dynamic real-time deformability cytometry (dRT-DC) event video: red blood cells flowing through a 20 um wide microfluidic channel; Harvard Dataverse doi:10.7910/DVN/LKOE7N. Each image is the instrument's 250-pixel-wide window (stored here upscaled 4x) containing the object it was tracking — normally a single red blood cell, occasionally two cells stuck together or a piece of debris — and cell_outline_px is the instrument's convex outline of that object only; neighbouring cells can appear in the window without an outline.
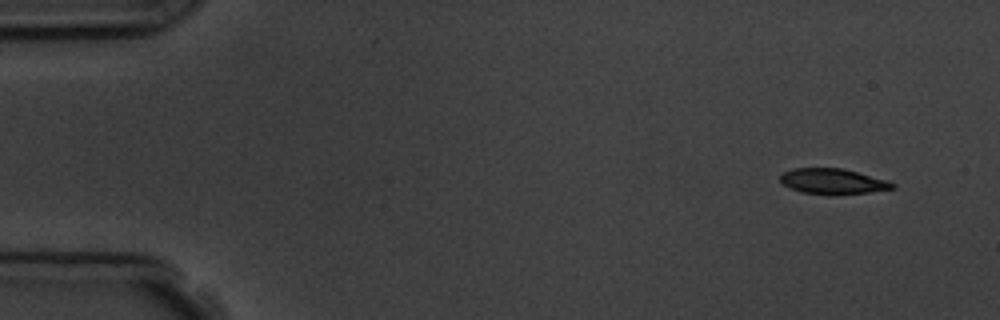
{"species": "common noctule bat (a hibernating species)", "species_latin": "Nyctalus noctula", "temperature_condition": "room temperature", "stored_images_in_passage": 5, "camera_frame_rate_fps": 3000, "um_per_image_px": 0.085, "animal": {"sex": "male", "body_mass_g": 19.5, "forearm_length_mm": 54.6}, "frame": {"image": 1, "passage_image": 1, "time_ms": 0.0, "image_size_px": [1000, 320], "cell_outline_px": [[896, 188], [868, 192], [828, 196], [800, 192], [788, 188], [780, 180], [780, 176], [784, 172], [792, 168], [840, 168], [888, 180], [896, 184]], "centroid_in_image_um": [70.77, 15.44], "position_along_channel_um": 14.2, "area_um2": 16.88}}
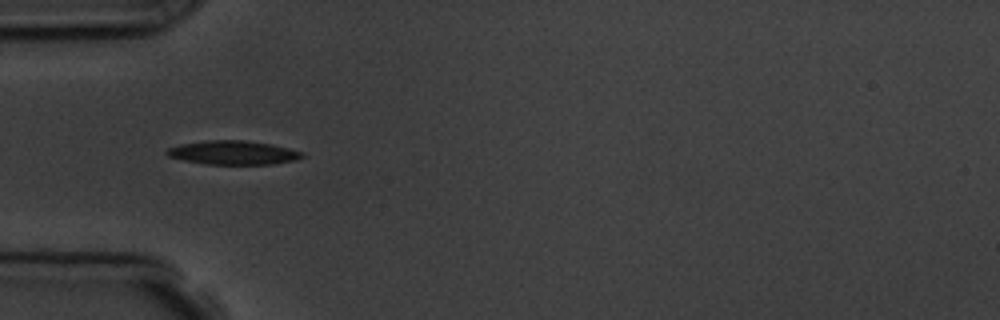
{"frame": {"image": 2, "passage_image": 4, "time_ms": 4.333, "image_size_px": [1000, 320], "cell_outline_px": [[308, 156], [296, 160], [272, 164], [204, 164], [184, 160], [168, 156], [164, 152], [168, 148], [180, 144], [208, 140], [244, 140], [272, 144], [304, 152]], "centroid_in_image_um": [19.86, 12.97], "position_along_channel_um": 65.1, "area_um2": 18.96}}